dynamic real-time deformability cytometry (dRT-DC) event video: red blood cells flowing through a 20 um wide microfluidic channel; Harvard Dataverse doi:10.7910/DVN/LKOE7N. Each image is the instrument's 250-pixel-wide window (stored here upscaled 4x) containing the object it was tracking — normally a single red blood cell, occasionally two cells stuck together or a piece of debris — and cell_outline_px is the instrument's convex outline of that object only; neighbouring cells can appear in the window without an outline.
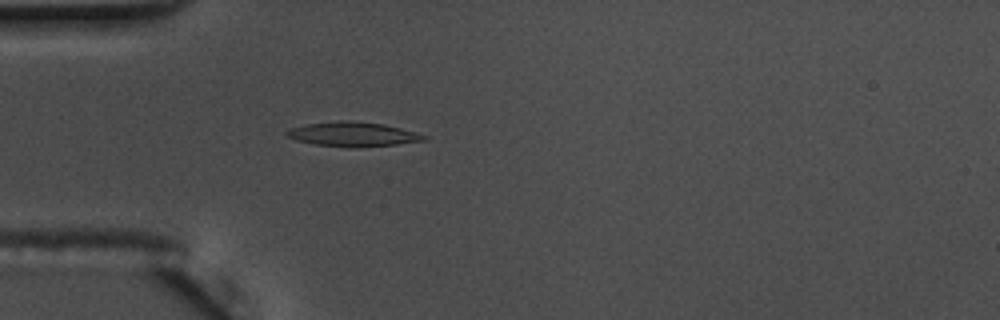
{"species": "common noctule bat (a hibernating species)", "species_latin": "Nyctalus noctula", "temperature_condition": "warm", "stored_images_in_passage": 51, "camera_frame_rate_fps": 3000, "um_per_image_px": 0.085, "animal": {"sex": "male", "body_mass_g": 17.5, "forearm_length_mm": 52.3}, "frame": {"image": 1, "passage_image": 12, "time_ms": 3.667, "image_size_px": [1000, 320], "cell_outline_px": [[428, 140], [396, 144], [356, 148], [348, 148], [316, 144], [296, 140], [288, 136], [284, 132], [292, 128], [308, 124], [340, 120], [344, 120], [384, 124], [400, 128], [428, 136]], "centroid_in_image_um": [30.02, 11.42], "position_along_channel_um": 55.0, "area_um2": 19.42}}
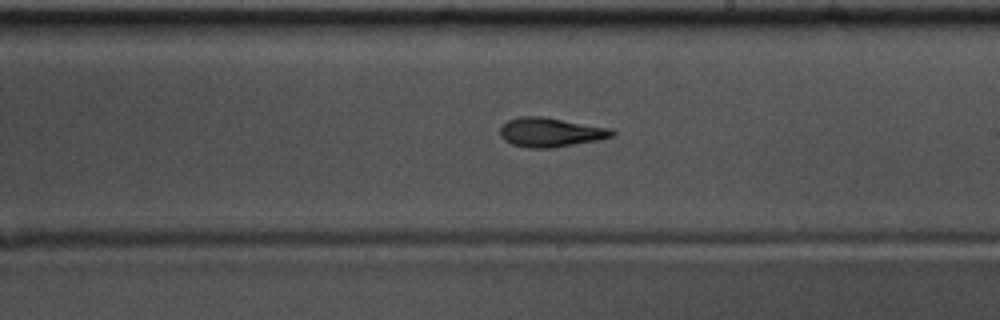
{"frame": {"image": 2, "passage_image": 28, "time_ms": 9.0, "image_size_px": [1000, 320], "cell_outline_px": [[616, 132], [612, 136], [596, 140], [552, 148], [528, 148], [512, 144], [504, 140], [500, 136], [500, 128], [508, 120], [520, 116], [540, 116], [612, 128]], "centroid_in_image_um": [46.77, 11.24], "position_along_channel_um": 242.2, "area_um2": 18.96}}
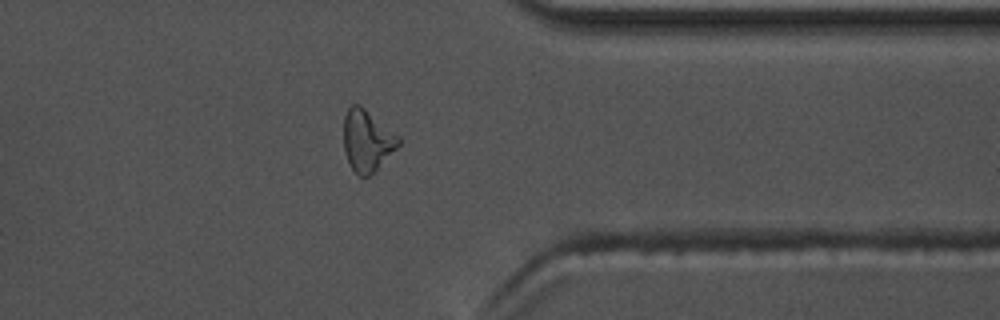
{"frame": {"image": 3, "passage_image": 40, "time_ms": 13.0, "image_size_px": [1000, 320], "cell_outline_px": [[400, 144], [368, 176], [360, 176], [352, 168], [344, 152], [344, 116], [348, 108], [352, 104], [360, 104], [400, 136]], "centroid_in_image_um": [31.19, 11.9], "position_along_channel_um": 380.2, "area_um2": 19.36}, "authors_computed_cell_mechanics": {"area_um2": 18.9006, "velocity_mm_per_s": 3.6441, "shape_relaxation_time_tau1_ms": 9.5725, "shape_relaxation_time_tau2_ms": 3.4656, "deformation_change_tau1": 0.2687, "deformation_change_tau2": 0.1215}}